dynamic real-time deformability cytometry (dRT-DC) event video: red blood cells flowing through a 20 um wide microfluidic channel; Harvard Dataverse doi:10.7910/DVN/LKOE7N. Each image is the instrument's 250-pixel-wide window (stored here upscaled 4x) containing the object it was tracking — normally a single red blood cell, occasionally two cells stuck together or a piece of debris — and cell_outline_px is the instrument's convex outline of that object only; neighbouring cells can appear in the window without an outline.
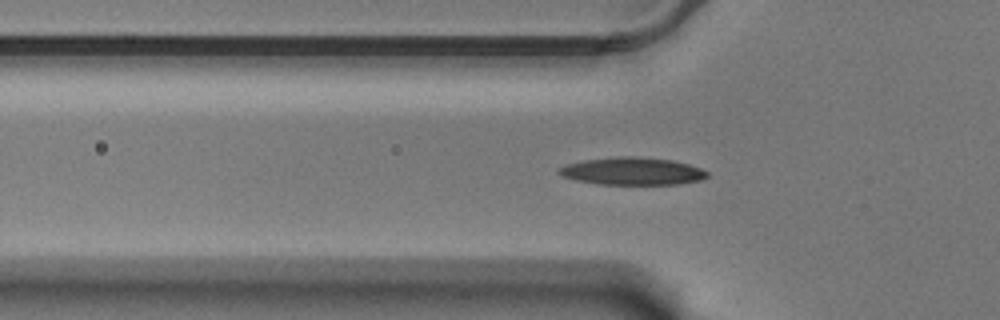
{"species": "Egyptian fruit bat (a non-hibernating species)", "species_latin": "Rousettus aegyptiacus", "temperature_condition": "warm", "stored_images_in_passage": 48, "camera_frame_rate_fps": 3000, "um_per_image_px": 0.085, "animal": {"sex": "male"}, "frame": {"image": 1, "passage_image": 8, "time_ms": 2.333, "image_size_px": [1000, 320], "cell_outline_px": [[708, 176], [700, 180], [676, 184], [596, 184], [576, 180], [560, 176], [556, 172], [560, 168], [568, 164], [584, 160], [616, 156], [640, 156], [672, 160], [688, 164], [700, 168], [708, 172]], "centroid_in_image_um": [53.72, 14.54], "position_along_channel_um": 72.1, "area_um2": 23.81}}
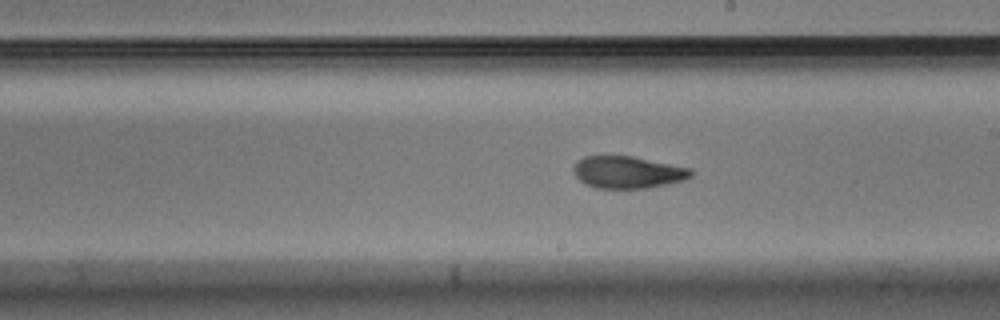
{"frame": {"image": 2, "passage_image": 22, "time_ms": 7.0, "image_size_px": [1000, 320], "cell_outline_px": [[692, 176], [684, 180], [668, 184], [648, 188], [596, 188], [584, 184], [576, 176], [572, 168], [576, 160], [584, 156], [632, 156], [692, 168]], "centroid_in_image_um": [53.35, 14.64], "position_along_channel_um": 235.7, "area_um2": 22.14}}
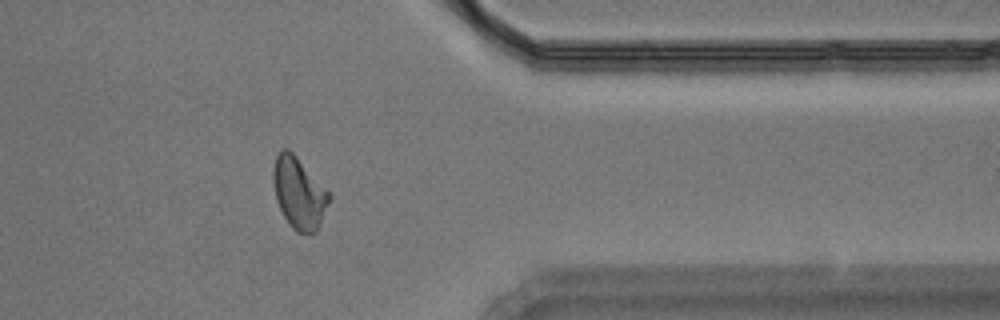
{"frame": {"image": 3, "passage_image": 36, "time_ms": 11.667, "image_size_px": [1000, 320], "cell_outline_px": [[332, 196], [320, 224], [316, 232], [296, 232], [292, 228], [284, 216], [276, 200], [272, 180], [272, 172], [276, 156], [284, 148], [288, 148], [296, 156]], "centroid_in_image_um": [25.4, 16.41], "position_along_channel_um": 386.0, "area_um2": 22.95}, "authors_computed_cell_mechanics": {"area_um2": 22.4264, "velocity_mm_per_s": 3.4814, "shape_relaxation_time_tau1_ms": 8.2012, "shape_relaxation_time_tau2_ms": 2.4616, "deformation_change_tau1": 0.2109, "deformation_change_tau2": 0.0876}}